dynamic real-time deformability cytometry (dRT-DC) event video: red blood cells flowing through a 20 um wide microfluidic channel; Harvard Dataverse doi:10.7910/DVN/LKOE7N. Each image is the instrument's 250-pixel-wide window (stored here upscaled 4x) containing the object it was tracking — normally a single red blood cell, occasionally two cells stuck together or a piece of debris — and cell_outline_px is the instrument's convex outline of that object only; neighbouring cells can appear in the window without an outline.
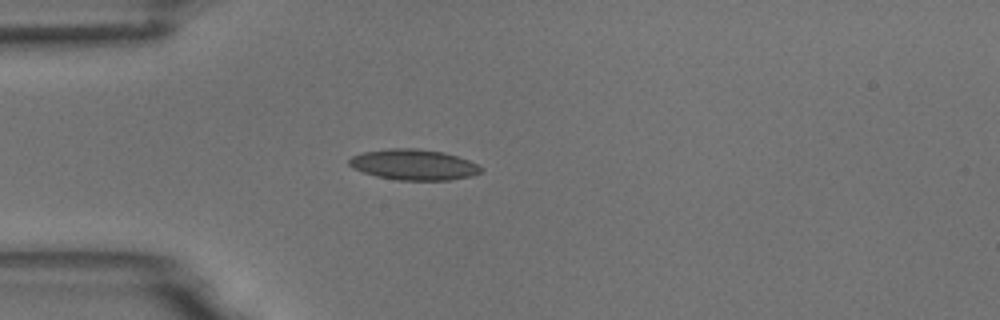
{"species": "common noctule bat (a hibernating species)", "species_latin": "Nyctalus noctula", "temperature_condition": "room temperature", "stored_images_in_passage": 3, "camera_frame_rate_fps": 3000, "um_per_image_px": 0.085, "animal": {"sex": "male", "body_mass_g": 18.8}, "frame": {"image": 1, "passage_image": 1, "time_ms": 0.0, "image_size_px": [1000, 320], "cell_outline_px": [[484, 168], [480, 172], [472, 176], [448, 180], [396, 180], [376, 176], [352, 168], [348, 164], [348, 160], [352, 156], [364, 152], [388, 148], [416, 148], [444, 152], [468, 160]], "centroid_in_image_um": [35.15, 13.99], "position_along_channel_um": 49.9, "area_um2": 23.58}}